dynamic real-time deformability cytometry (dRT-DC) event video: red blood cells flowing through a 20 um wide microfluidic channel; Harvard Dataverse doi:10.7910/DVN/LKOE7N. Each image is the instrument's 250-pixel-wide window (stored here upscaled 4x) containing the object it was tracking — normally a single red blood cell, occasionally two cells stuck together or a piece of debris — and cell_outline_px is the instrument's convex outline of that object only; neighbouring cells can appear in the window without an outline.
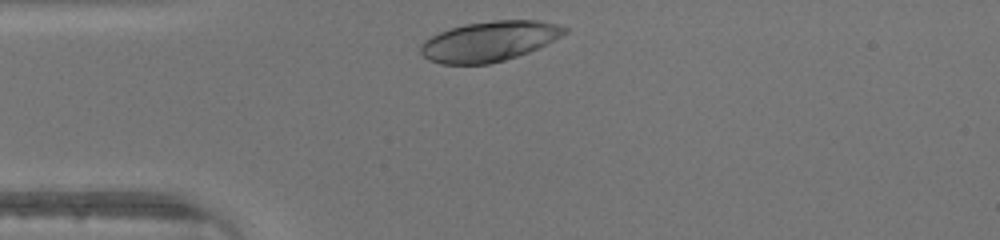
{"species": "human", "species_latin": "Homo sapiens", "temperature_condition": "warm", "stored_images_in_passage": 27, "camera_frame_rate_fps": 3000, "um_per_image_px": 0.085, "donor": {"sex": "male"}, "frame": {"image": 1, "passage_image": 2, "time_ms": 0.333, "image_size_px": [1000, 240], "cell_outline_px": [[568, 32], [528, 52], [504, 60], [488, 64], [440, 64], [428, 60], [420, 52], [420, 44], [424, 40], [440, 32], [464, 24], [496, 20], [540, 20], [556, 24], [568, 28]], "centroid_in_image_um": [41.56, 3.51], "position_along_channel_um": 43.4, "area_um2": 33.35}}
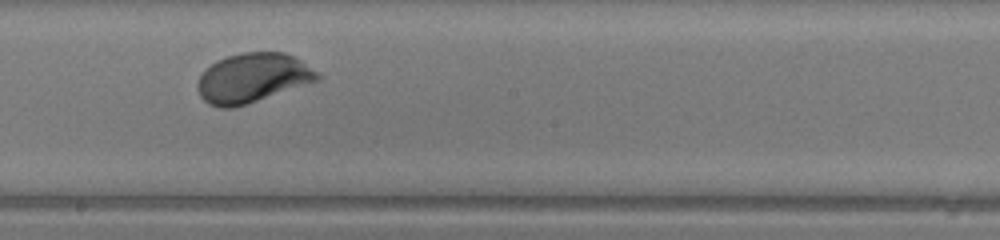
{"frame": {"image": 2, "passage_image": 16, "time_ms": 5.0, "image_size_px": [1000, 240], "cell_outline_px": [[324, 76], [320, 80], [232, 108], [220, 108], [208, 104], [200, 96], [200, 76], [216, 60], [240, 52], [284, 52], [300, 60], [320, 72]], "centroid_in_image_um": [21.53, 6.61], "position_along_channel_um": 226.7, "area_um2": 34.1}}
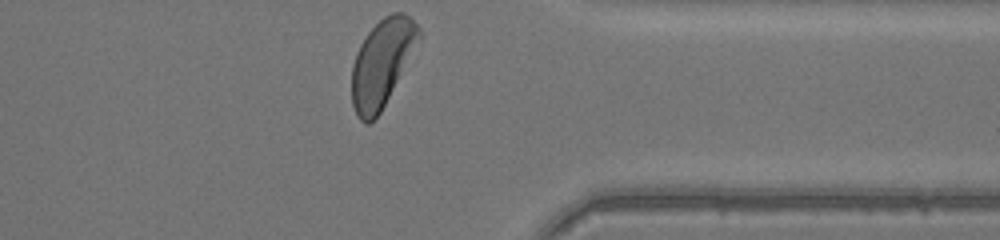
{"frame": {"image": 3, "passage_image": 27, "time_ms": 8.667, "image_size_px": [1000, 240], "cell_outline_px": [[420, 36], [380, 112], [368, 124], [364, 124], [356, 116], [352, 104], [352, 68], [356, 52], [360, 44], [368, 32], [384, 16], [392, 12], [404, 12], [420, 28]], "centroid_in_image_um": [32.41, 5.35], "position_along_channel_um": 379.0, "area_um2": 33.06}}